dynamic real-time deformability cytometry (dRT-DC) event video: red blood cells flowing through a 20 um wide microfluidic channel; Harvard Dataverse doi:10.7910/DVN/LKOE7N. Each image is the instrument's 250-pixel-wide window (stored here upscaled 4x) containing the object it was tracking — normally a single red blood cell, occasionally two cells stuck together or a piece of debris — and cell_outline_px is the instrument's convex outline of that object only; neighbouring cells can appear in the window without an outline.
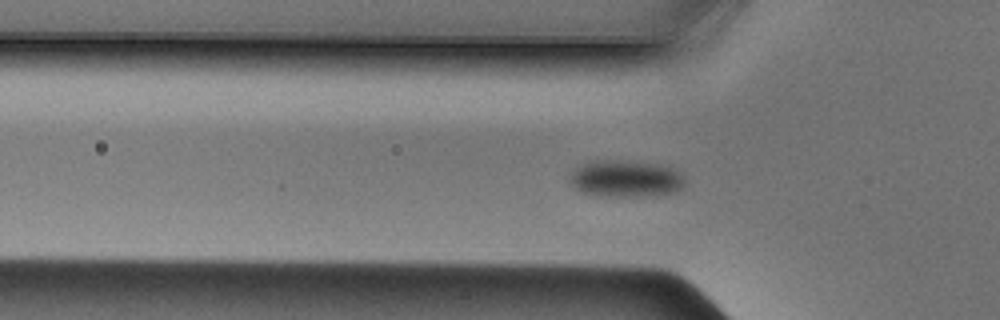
{"species": "Egyptian fruit bat (a non-hibernating species)", "species_latin": "Rousettus aegyptiacus", "temperature_condition": "cold", "stored_images_in_passage": 48, "camera_frame_rate_fps": 3000, "um_per_image_px": 0.085, "animal": {"sex": "male"}, "frame": {"image": 1, "passage_image": 14, "time_ms": 4.333, "image_size_px": [1000, 320], "cell_outline_px": [[684, 184], [676, 192], [652, 196], [600, 196], [584, 192], [576, 188], [568, 180], [572, 172], [576, 168], [592, 160], [620, 160], [660, 164], [672, 168], [684, 180]], "centroid_in_image_um": [53.16, 15.19], "position_along_channel_um": 72.6, "area_um2": 24.57}}
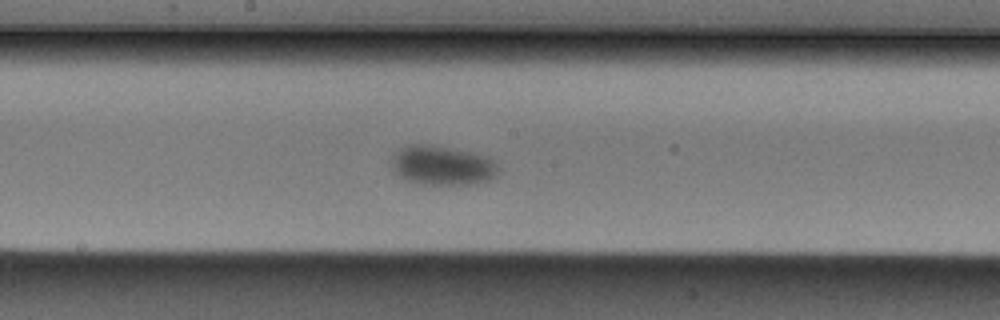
{"frame": {"image": 2, "passage_image": 24, "time_ms": 7.667, "image_size_px": [1000, 320], "cell_outline_px": [[496, 176], [488, 180], [476, 184], [424, 184], [404, 180], [392, 172], [392, 156], [400, 148], [408, 144], [424, 144], [468, 152], [488, 156], [496, 164]], "centroid_in_image_um": [37.53, 14.07], "position_along_channel_um": 210.7, "area_um2": 24.33}}
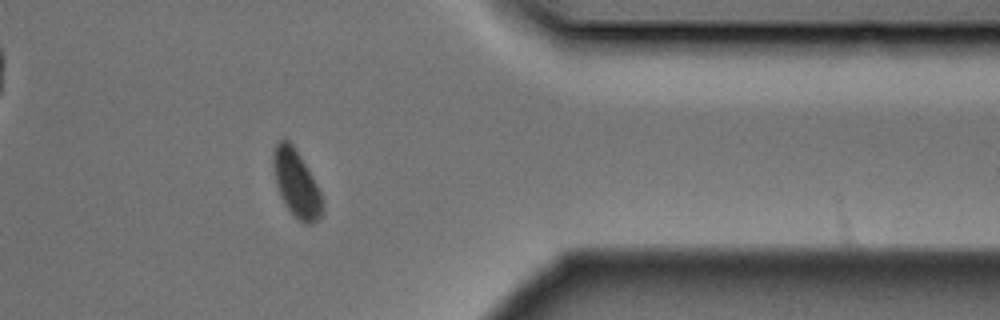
{"frame": {"image": 3, "passage_image": 38, "time_ms": 12.333, "image_size_px": [1000, 320], "cell_outline_px": [[324, 212], [312, 224], [304, 224], [288, 208], [280, 196], [276, 184], [272, 164], [272, 152], [276, 144], [284, 136], [292, 144], [300, 156], [312, 176], [320, 192], [324, 208]], "centroid_in_image_um": [25.17, 15.57], "position_along_channel_um": 386.2, "area_um2": 19.07}}